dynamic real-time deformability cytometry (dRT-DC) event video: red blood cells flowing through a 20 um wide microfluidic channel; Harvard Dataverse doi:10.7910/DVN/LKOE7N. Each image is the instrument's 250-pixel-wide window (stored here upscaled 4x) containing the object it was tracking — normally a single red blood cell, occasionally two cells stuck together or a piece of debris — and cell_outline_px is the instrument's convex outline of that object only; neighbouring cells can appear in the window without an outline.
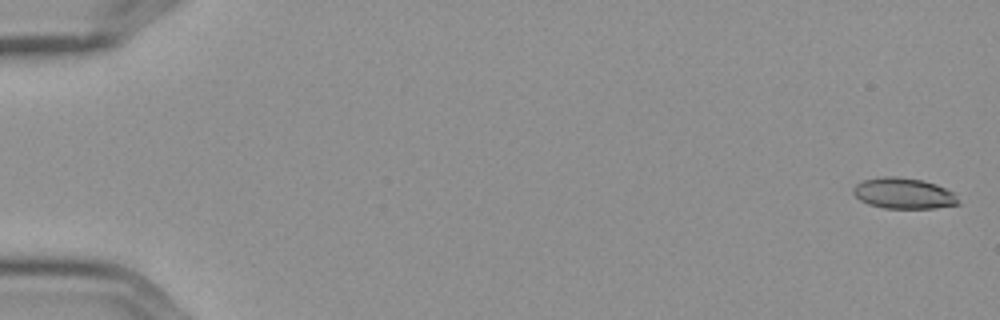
{"species": "Egyptian fruit bat (a non-hibernating species)", "species_latin": "Rousettus aegyptiacus", "temperature_condition": "cold", "stored_images_in_passage": 5, "camera_frame_rate_fps": 3000, "um_per_image_px": 0.085, "frame": {"image": 1, "passage_image": 1, "time_ms": 0.0, "image_size_px": [1000, 320], "cell_outline_px": [[960, 204], [936, 208], [884, 208], [868, 204], [860, 200], [852, 192], [852, 188], [856, 184], [864, 180], [880, 176], [896, 176], [924, 180], [936, 184], [952, 192], [956, 196]], "centroid_in_image_um": [76.78, 16.43], "position_along_channel_um": 8.2, "area_um2": 18.96}}
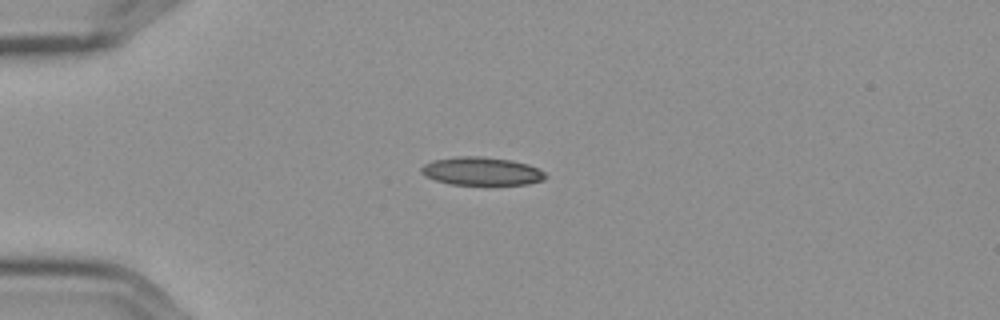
{"frame": {"image": 2, "passage_image": 5, "time_ms": 1.333, "image_size_px": [1000, 320], "cell_outline_px": [[548, 176], [544, 180], [528, 184], [448, 184], [424, 176], [420, 172], [420, 168], [424, 164], [432, 160], [456, 156], [480, 156], [512, 160], [528, 164], [544, 172]], "centroid_in_image_um": [40.91, 14.54], "position_along_channel_um": 44.1, "area_um2": 20.46}}